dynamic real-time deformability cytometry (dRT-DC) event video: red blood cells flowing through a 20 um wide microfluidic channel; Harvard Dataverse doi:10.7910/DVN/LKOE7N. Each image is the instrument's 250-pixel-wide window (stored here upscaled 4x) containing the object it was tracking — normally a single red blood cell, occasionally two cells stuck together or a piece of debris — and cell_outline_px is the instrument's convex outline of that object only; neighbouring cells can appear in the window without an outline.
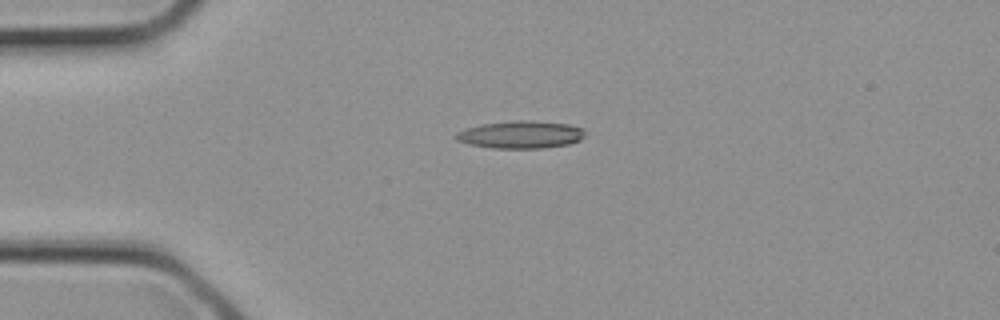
{"species": "common noctule bat (a hibernating species)", "species_latin": "Nyctalus noctula", "temperature_condition": "cold", "stored_images_in_passage": 1, "camera_frame_rate_fps": 3000, "um_per_image_px": 0.085, "animal": {"sex": "female", "body_mass_g": 21.9}, "frame": {"image": 1, "passage_image": 1, "time_ms": 0.0, "image_size_px": [1000, 320], "cell_outline_px": [[584, 136], [580, 140], [568, 144], [544, 148], [492, 148], [468, 144], [456, 140], [452, 136], [456, 132], [464, 128], [480, 124], [516, 120], [524, 120], [568, 124], [584, 128]], "centroid_in_image_um": [44.2, 11.44], "position_along_channel_um": 40.8, "area_um2": 20.87}}